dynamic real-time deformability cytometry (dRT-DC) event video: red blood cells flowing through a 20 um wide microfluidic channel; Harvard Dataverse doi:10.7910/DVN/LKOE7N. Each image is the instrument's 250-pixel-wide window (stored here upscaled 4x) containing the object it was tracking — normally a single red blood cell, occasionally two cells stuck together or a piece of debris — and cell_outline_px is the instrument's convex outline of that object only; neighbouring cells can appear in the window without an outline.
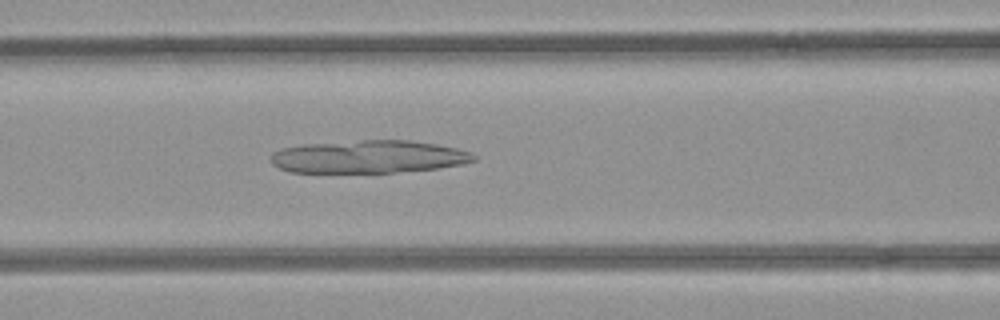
{"species": "common noctule bat (a hibernating species)", "species_latin": "Nyctalus noctula", "temperature_condition": "room temperature", "stored_images_in_passage": 29, "camera_frame_rate_fps": 3000, "um_per_image_px": 0.085, "animal": {"sex": "female", "body_mass_g": 21.9}, "frame": {"image": 1, "passage_image": 7, "time_ms": 2.0, "image_size_px": [1000, 320], "cell_outline_px": [[476, 160], [464, 164], [436, 168], [392, 172], [288, 172], [272, 164], [272, 152], [280, 148], [304, 144], [364, 140], [408, 140], [436, 144], [456, 148], [468, 152], [476, 156]], "centroid_in_image_um": [31.31, 13.32], "position_along_channel_um": 135.3, "area_um2": 38.55}}
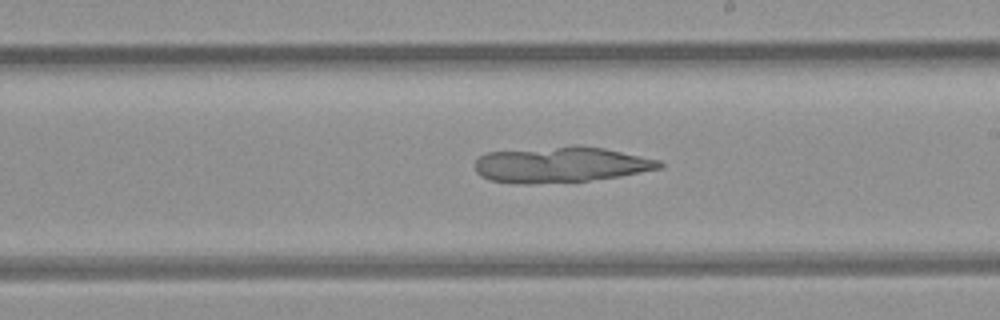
{"frame": {"image": 2, "passage_image": 15, "time_ms": 4.667, "image_size_px": [1000, 320], "cell_outline_px": [[664, 164], [660, 168], [620, 176], [588, 180], [532, 184], [520, 184], [488, 180], [480, 176], [476, 172], [476, 160], [480, 156], [488, 152], [572, 144], [576, 144], [604, 148], [660, 160]], "centroid_in_image_um": [47.63, 13.98], "position_along_channel_um": 241.4, "area_um2": 38.67}}
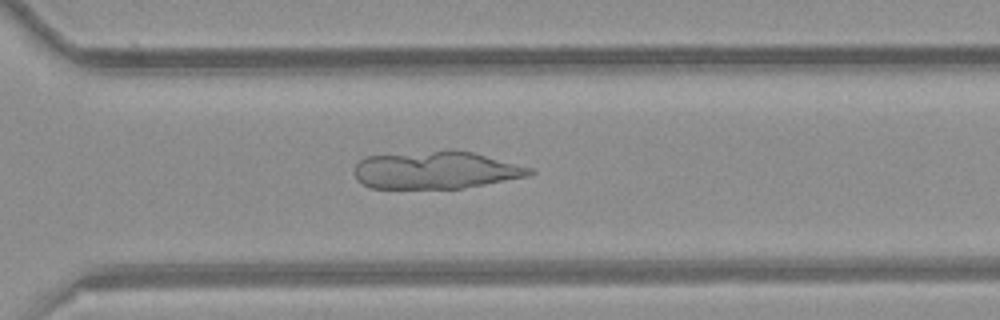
{"frame": {"image": 3, "passage_image": 22, "time_ms": 7.0, "image_size_px": [1000, 320], "cell_outline_px": [[536, 172], [528, 176], [464, 188], [368, 188], [356, 180], [356, 164], [360, 160], [368, 156], [432, 152], [472, 152], [532, 168]], "centroid_in_image_um": [37.05, 14.5], "position_along_channel_um": 333.5, "area_um2": 37.34}}